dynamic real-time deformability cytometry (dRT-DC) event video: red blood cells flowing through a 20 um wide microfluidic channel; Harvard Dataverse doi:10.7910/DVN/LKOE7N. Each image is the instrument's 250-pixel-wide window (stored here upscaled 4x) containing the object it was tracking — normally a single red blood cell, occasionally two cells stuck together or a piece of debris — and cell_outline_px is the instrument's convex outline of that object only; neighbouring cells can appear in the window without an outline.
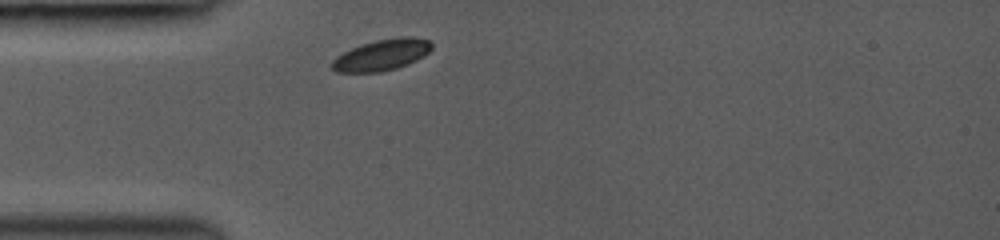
{"species": "common noctule bat (a hibernating species)", "species_latin": "Nyctalus noctula", "temperature_condition": "room temperature", "stored_images_in_passage": 1, "camera_frame_rate_fps": 3000, "um_per_image_px": 0.085, "animal": {"sex": "female", "body_mass_g": 19.0, "forearm_length_mm": 53.3}, "frame": {"image": 1, "passage_image": 1, "time_ms": 0.0, "image_size_px": [1000, 240], "cell_outline_px": [[432, 48], [424, 56], [408, 64], [396, 68], [380, 72], [336, 72], [328, 64], [336, 56], [360, 44], [376, 40], [396, 36], [408, 36], [428, 40], [432, 44]], "centroid_in_image_um": [32.42, 4.66], "position_along_channel_um": 52.6, "area_um2": 18.26}}